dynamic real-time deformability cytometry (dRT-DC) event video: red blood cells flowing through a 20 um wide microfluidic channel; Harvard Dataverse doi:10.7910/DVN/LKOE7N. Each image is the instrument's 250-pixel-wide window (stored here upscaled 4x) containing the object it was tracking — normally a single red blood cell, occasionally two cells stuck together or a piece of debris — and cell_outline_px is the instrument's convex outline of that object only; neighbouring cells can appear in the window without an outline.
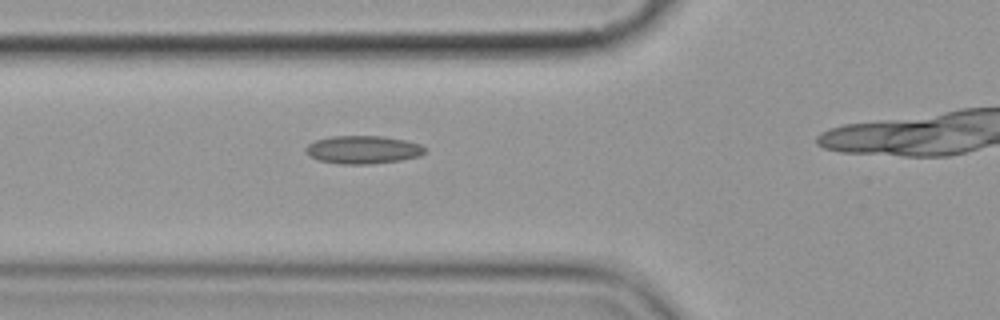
{"species": "common noctule bat (a hibernating species)", "species_latin": "Nyctalus noctula", "temperature_condition": "cold", "stored_images_in_passage": 4, "camera_frame_rate_fps": 3000, "um_per_image_px": 0.085, "animal": {"sex": "female", "body_mass_g": 19.9}, "frame": {"image": 1, "passage_image": 4, "time_ms": 3.667, "image_size_px": [1000, 320], "cell_outline_px": [[424, 152], [420, 156], [400, 160], [368, 164], [340, 164], [316, 160], [308, 156], [304, 148], [308, 144], [316, 140], [332, 136], [384, 136], [404, 140], [420, 144], [424, 148]], "centroid_in_image_um": [30.8, 12.73], "position_along_channel_um": 95.0, "area_um2": 19.48}}